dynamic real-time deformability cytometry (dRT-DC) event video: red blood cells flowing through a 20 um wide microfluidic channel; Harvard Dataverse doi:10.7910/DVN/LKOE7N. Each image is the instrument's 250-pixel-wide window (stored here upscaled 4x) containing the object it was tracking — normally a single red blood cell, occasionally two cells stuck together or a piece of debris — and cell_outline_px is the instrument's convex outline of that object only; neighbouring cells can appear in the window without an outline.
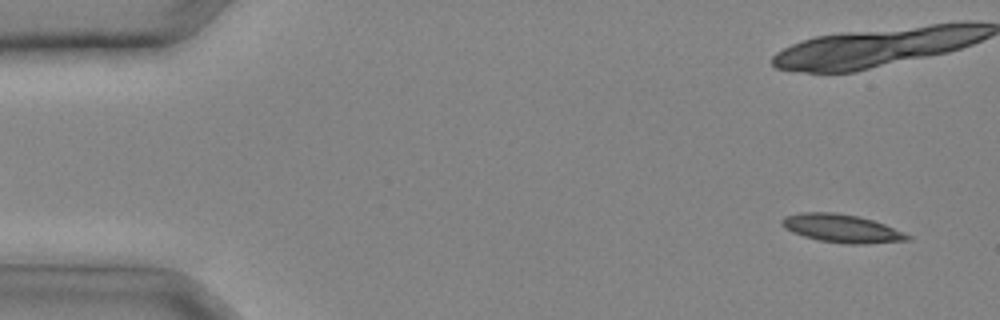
{"species": "common noctule bat (a hibernating species)", "species_latin": "Nyctalus noctula", "temperature_condition": "cold", "stored_images_in_passage": 13, "camera_frame_rate_fps": 3000, "um_per_image_px": 0.085, "animal": {"sex": "male", "body_mass_g": 20.4}, "frame": {"image": 1, "passage_image": 1, "time_ms": 0.0, "image_size_px": [1000, 320], "cell_outline_px": [[912, 240], [864, 244], [848, 244], [820, 240], [804, 236], [792, 232], [784, 228], [780, 224], [780, 220], [784, 216], [800, 212], [836, 212], [856, 216], [872, 220], [884, 224], [912, 236]], "centroid_in_image_um": [71.52, 19.41], "position_along_channel_um": 13.5, "area_um2": 20.63}}